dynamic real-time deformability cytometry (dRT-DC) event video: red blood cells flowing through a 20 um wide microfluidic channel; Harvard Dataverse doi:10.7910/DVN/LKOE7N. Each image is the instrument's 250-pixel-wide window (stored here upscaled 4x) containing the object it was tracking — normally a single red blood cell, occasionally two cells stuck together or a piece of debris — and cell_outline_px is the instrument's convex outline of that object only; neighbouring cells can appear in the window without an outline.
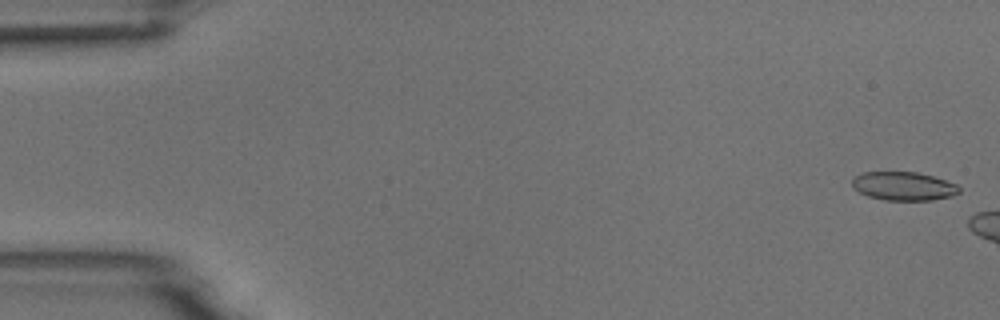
{"species": "common noctule bat (a hibernating species)", "species_latin": "Nyctalus noctula", "temperature_condition": "room temperature", "stored_images_in_passage": 7, "camera_frame_rate_fps": 3000, "um_per_image_px": 0.085, "animal": {"sex": "male", "body_mass_g": 18.8}, "frame": {"image": 1, "passage_image": 2, "time_ms": 0.333, "image_size_px": [1000, 320], "cell_outline_px": [[960, 192], [952, 196], [932, 200], [884, 200], [868, 196], [860, 192], [852, 184], [852, 180], [860, 172], [916, 172], [932, 176], [956, 184], [960, 188]], "centroid_in_image_um": [76.81, 15.82], "position_along_channel_um": 8.2, "area_um2": 17.69}}